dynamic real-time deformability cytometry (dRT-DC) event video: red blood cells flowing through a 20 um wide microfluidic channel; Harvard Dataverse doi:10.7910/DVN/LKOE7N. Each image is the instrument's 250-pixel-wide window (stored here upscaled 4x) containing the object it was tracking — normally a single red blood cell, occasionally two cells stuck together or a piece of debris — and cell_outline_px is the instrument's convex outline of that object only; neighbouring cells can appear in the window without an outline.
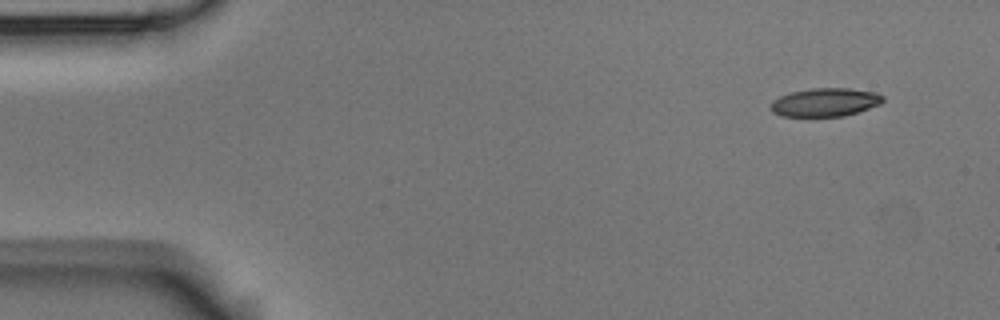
{"species": "Egyptian fruit bat (a non-hibernating species)", "species_latin": "Rousettus aegyptiacus", "temperature_condition": "room temperature", "stored_images_in_passage": 8, "camera_frame_rate_fps": 3000, "um_per_image_px": 0.085, "animal": {"sex": "male"}, "frame": {"image": 1, "passage_image": 1, "time_ms": 0.0, "image_size_px": [1000, 320], "cell_outline_px": [[884, 100], [880, 104], [844, 116], [784, 116], [772, 112], [768, 108], [768, 104], [772, 100], [780, 96], [792, 92], [812, 88], [848, 88], [876, 92], [884, 96]], "centroid_in_image_um": [70.1, 8.69], "position_along_channel_um": 14.9, "area_um2": 18.61}}
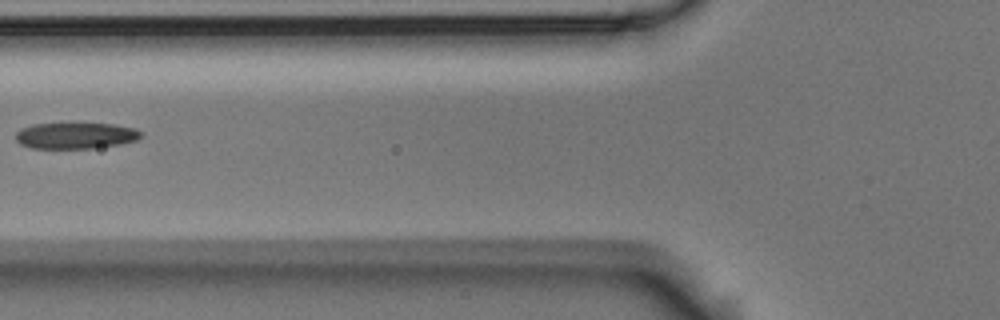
{"frame": {"image": 2, "passage_image": 5, "time_ms": 1.333, "image_size_px": [1000, 320], "cell_outline_px": [[144, 136], [136, 140], [120, 144], [92, 148], [32, 148], [20, 144], [16, 140], [16, 132], [20, 128], [32, 124], [116, 124], [136, 128]], "centroid_in_image_um": [6.43, 11.52], "position_along_channel_um": 119.4, "area_um2": 19.07}}
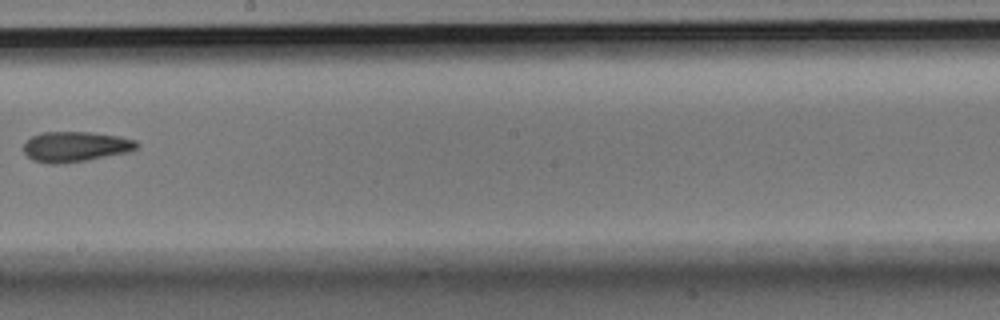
{"frame": {"image": 3, "passage_image": 8, "time_ms": 2.333, "image_size_px": [1000, 320], "cell_outline_px": [[140, 144], [136, 148], [128, 152], [88, 160], [60, 164], [48, 164], [32, 160], [24, 152], [24, 144], [32, 136], [40, 132], [92, 132], [120, 136], [136, 140]], "centroid_in_image_um": [6.42, 12.46], "position_along_channel_um": 241.8, "area_um2": 20.11}}